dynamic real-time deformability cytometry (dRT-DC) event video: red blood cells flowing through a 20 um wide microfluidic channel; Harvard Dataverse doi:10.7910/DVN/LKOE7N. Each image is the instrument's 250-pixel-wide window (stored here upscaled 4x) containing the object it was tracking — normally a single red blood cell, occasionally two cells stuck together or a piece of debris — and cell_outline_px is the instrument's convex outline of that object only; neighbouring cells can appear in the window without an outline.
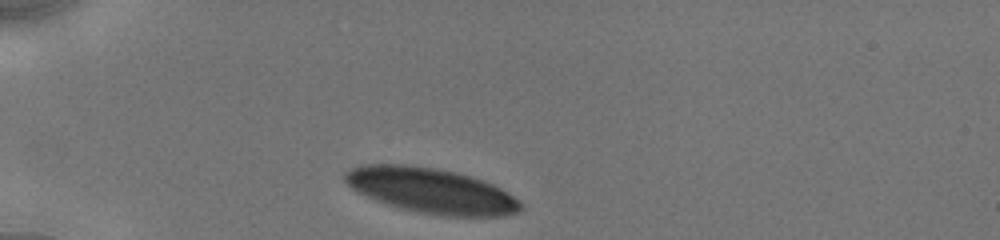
{"species": "human", "species_latin": "Homo sapiens", "temperature_condition": "cold", "stored_images_in_passage": 47, "camera_frame_rate_fps": 3000, "um_per_image_px": 0.085, "donor": {"sex": "male"}, "frame": {"image": 1, "passage_image": 1, "time_ms": 0.0, "image_size_px": [1000, 240], "cell_outline_px": [[524, 208], [520, 212], [504, 216], [448, 216], [416, 212], [400, 208], [376, 200], [352, 188], [344, 180], [344, 172], [348, 168], [360, 164], [408, 164], [436, 168], [456, 172], [472, 176], [484, 180], [508, 192], [520, 200], [524, 204]], "centroid_in_image_um": [36.69, 16.19], "position_along_channel_um": 48.3, "area_um2": 46.64}}
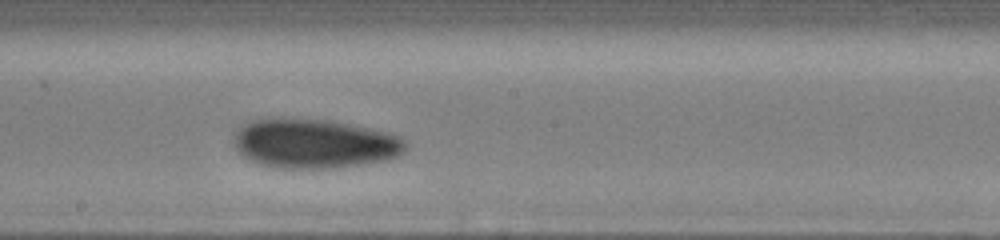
{"frame": {"image": 2, "passage_image": 27, "time_ms": 5.333, "image_size_px": [1000, 240], "cell_outline_px": [[408, 148], [404, 152], [396, 156], [384, 160], [336, 168], [284, 168], [260, 164], [244, 156], [232, 144], [232, 140], [236, 132], [244, 124], [252, 120], [280, 116], [328, 120], [388, 132], [400, 136], [404, 140]], "centroid_in_image_um": [26.7, 12.18], "position_along_channel_um": 221.5, "area_um2": 49.65}}
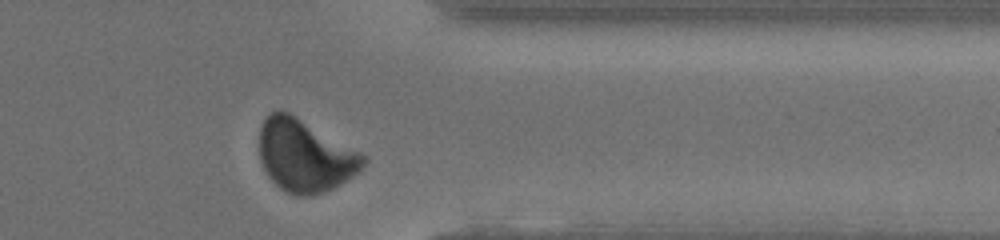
{"frame": {"image": 3, "passage_image": 46, "time_ms": 9.667, "image_size_px": [1000, 240], "cell_outline_px": [[368, 160], [356, 172], [332, 188], [308, 196], [304, 196], [288, 192], [280, 188], [268, 176], [260, 160], [260, 124], [264, 116], [280, 108], [288, 112], [368, 156]], "centroid_in_image_um": [25.88, 13.19], "position_along_channel_um": 385.5, "area_um2": 43.23}, "authors_computed_cell_mechanics": {"area_um2": 48.7254, "velocity_mm_per_s": 3.8786, "shape_relaxation_time_tau1_ms": 2.8571, "shape_relaxation_time_tau2_ms": 6.1091, "deformation_change_tau1": 0.0938, "deformation_change_tau2": 0.0814}}